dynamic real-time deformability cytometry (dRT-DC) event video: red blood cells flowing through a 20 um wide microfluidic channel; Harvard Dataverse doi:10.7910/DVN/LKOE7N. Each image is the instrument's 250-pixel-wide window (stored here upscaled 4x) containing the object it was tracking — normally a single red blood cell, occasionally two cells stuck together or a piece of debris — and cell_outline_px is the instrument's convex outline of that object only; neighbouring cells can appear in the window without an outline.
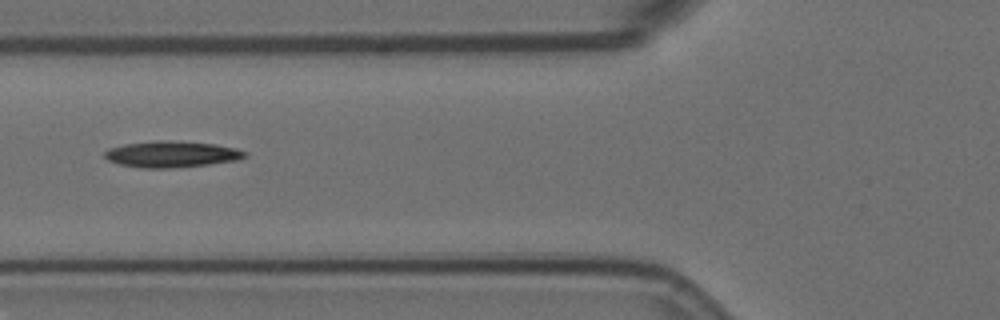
{"species": "Egyptian fruit bat (a non-hibernating species)", "species_latin": "Rousettus aegyptiacus", "temperature_condition": "room temperature", "stored_images_in_passage": 7, "camera_frame_rate_fps": 3000, "um_per_image_px": 0.085, "animal": {"sex": "female"}, "frame": {"image": 1, "passage_image": 3, "time_ms": 0.667, "image_size_px": [1000, 320], "cell_outline_px": [[248, 156], [236, 160], [208, 164], [168, 168], [140, 168], [120, 164], [108, 160], [104, 156], [104, 152], [108, 148], [124, 144], [156, 140], [164, 140], [216, 144], [236, 148], [248, 152]], "centroid_in_image_um": [14.58, 13.1], "position_along_channel_um": 111.2, "area_um2": 21.44}}
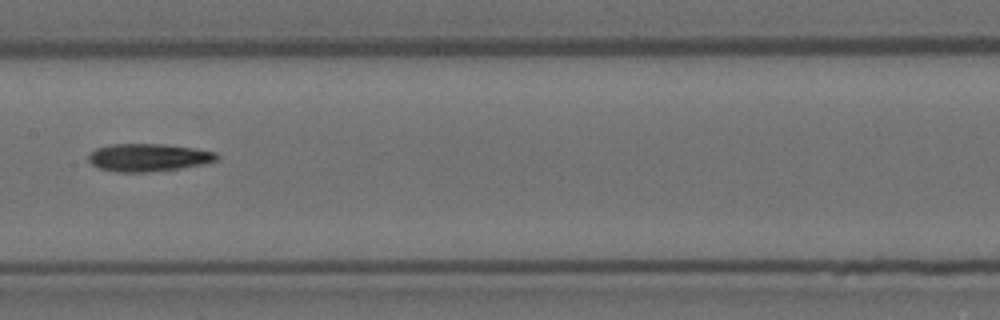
{"frame": {"image": 2, "passage_image": 5, "time_ms": 1.333, "image_size_px": [1000, 320], "cell_outline_px": [[220, 156], [216, 160], [204, 164], [180, 168], [148, 172], [116, 172], [100, 168], [92, 164], [88, 160], [88, 156], [96, 148], [112, 144], [164, 144], [196, 148], [216, 152]], "centroid_in_image_um": [12.64, 13.38], "position_along_channel_um": 194.8, "area_um2": 20.75}}
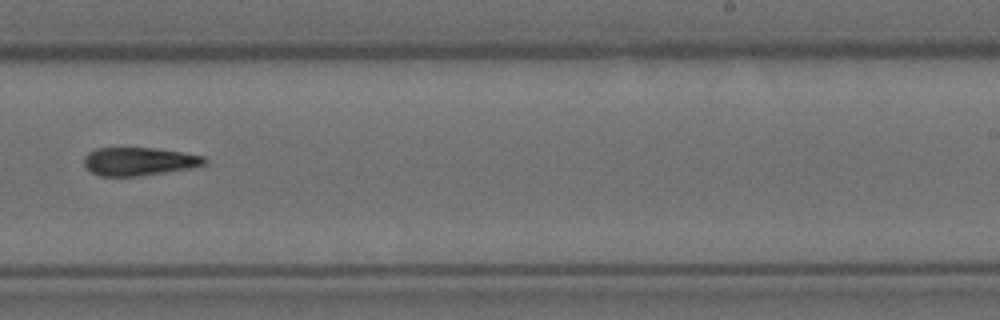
{"frame": {"image": 3, "passage_image": 7, "time_ms": 2.0, "image_size_px": [1000, 320], "cell_outline_px": [[208, 160], [204, 164], [188, 168], [140, 176], [100, 176], [92, 172], [84, 164], [84, 156], [88, 152], [96, 148], [152, 148], [180, 152], [204, 156]], "centroid_in_image_um": [11.78, 13.72], "position_along_channel_um": 277.2, "area_um2": 19.54}}